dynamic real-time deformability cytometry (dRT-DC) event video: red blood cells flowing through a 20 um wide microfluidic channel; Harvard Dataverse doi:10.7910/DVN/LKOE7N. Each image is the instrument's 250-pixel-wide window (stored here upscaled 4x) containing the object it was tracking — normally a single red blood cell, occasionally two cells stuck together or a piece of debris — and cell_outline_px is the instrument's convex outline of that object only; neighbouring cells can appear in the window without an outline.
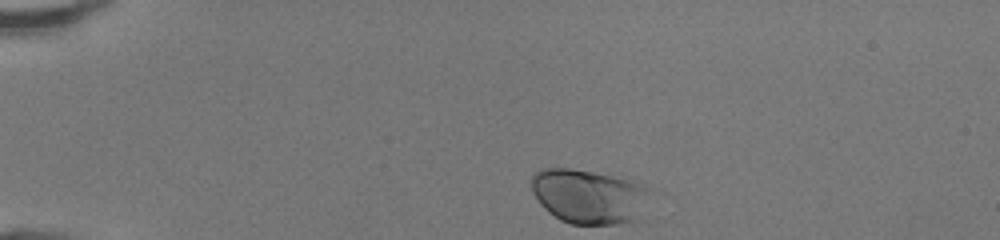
{"species": "human", "species_latin": "Homo sapiens", "temperature_condition": "room temperature", "stored_images_in_passage": 39, "camera_frame_rate_fps": 3000, "um_per_image_px": 0.085, "donor": {"sex": "female"}, "frame": {"image": 1, "passage_image": 1, "time_ms": 0.0, "image_size_px": [1000, 240], "cell_outline_px": [[652, 188], [636, 220], [616, 224], [572, 224], [560, 220], [548, 212], [540, 204], [532, 192], [532, 176], [540, 168], [568, 168], [592, 172], [632, 180], [644, 184]], "centroid_in_image_um": [50.03, 16.68], "position_along_channel_um": 35.0, "area_um2": 37.51}}
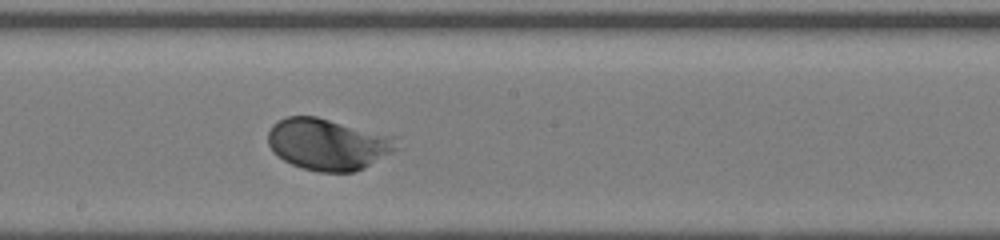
{"frame": {"image": 2, "passage_image": 19, "time_ms": 6.0, "image_size_px": [1000, 240], "cell_outline_px": [[404, 148], [364, 168], [352, 172], [320, 172], [304, 168], [292, 164], [284, 160], [272, 152], [268, 144], [268, 132], [272, 124], [288, 116], [316, 116], [396, 136]], "centroid_in_image_um": [27.96, 12.26], "position_along_channel_um": 220.2, "area_um2": 39.3}}
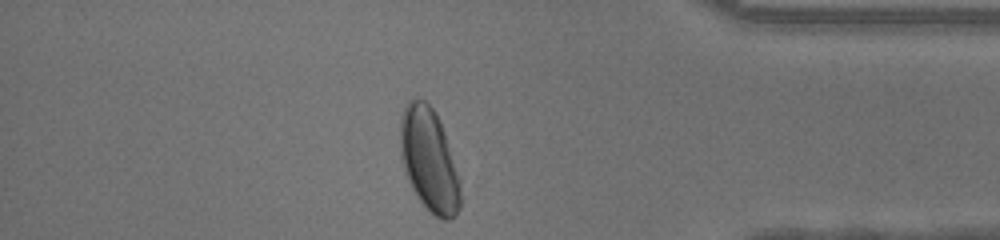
{"frame": {"image": 3, "passage_image": 33, "time_ms": 10.667, "image_size_px": [1000, 240], "cell_outline_px": [[460, 208], [448, 220], [444, 220], [436, 216], [416, 196], [408, 180], [400, 156], [400, 116], [404, 104], [408, 100], [424, 100], [436, 112], [440, 120], [460, 180]], "centroid_in_image_um": [36.45, 13.56], "position_along_channel_um": 398.8, "area_um2": 35.95}, "authors_computed_cell_mechanics": {"area_um2": 37.5122, "velocity_mm_per_s": 4.2523, "shape_relaxation_time_tau1_ms": 2.3385, "shape_relaxation_time_tau2_ms": null, "deformation_change_tau1": 0.1497, "deformation_change_tau2": null}}